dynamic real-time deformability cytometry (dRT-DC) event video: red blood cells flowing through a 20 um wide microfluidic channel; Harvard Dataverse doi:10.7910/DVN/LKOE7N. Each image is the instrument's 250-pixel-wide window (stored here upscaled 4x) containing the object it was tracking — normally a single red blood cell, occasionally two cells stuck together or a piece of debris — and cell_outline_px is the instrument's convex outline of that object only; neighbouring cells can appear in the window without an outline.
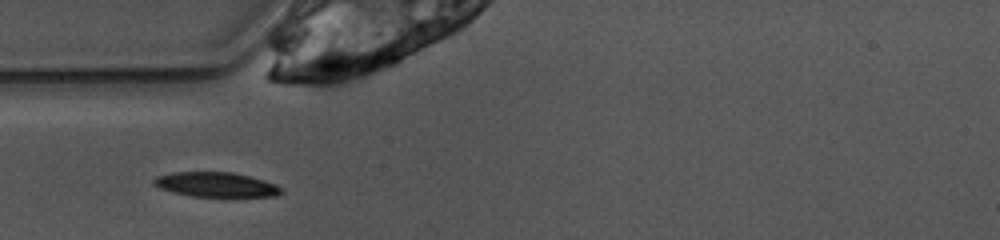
{"species": "common noctule bat (a hibernating species)", "species_latin": "Nyctalus noctula", "temperature_condition": "warm", "stored_images_in_passage": 37, "camera_frame_rate_fps": 3000, "um_per_image_px": 0.085, "animal": {"sex": "female", "body_mass_g": 10.0, "forearm_length_mm": 53.1}, "frame": {"image": 1, "passage_image": 1, "time_ms": 0.0, "image_size_px": [1000, 240], "cell_outline_px": [[284, 192], [276, 196], [192, 196], [172, 192], [160, 188], [152, 184], [152, 180], [156, 176], [172, 172], [232, 172], [248, 176], [276, 184]], "centroid_in_image_um": [18.31, 15.68], "position_along_channel_um": 66.7, "area_um2": 18.21}}
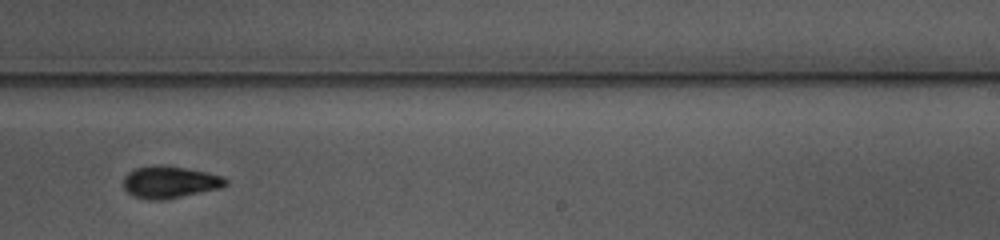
{"frame": {"image": 2, "passage_image": 17, "time_ms": 5.333, "image_size_px": [1000, 240], "cell_outline_px": [[228, 184], [220, 188], [160, 200], [148, 200], [132, 196], [124, 188], [124, 176], [128, 172], [136, 168], [152, 164], [160, 164], [208, 172], [220, 176], [228, 180]], "centroid_in_image_um": [14.39, 15.46], "position_along_channel_um": 274.6, "area_um2": 19.02}}
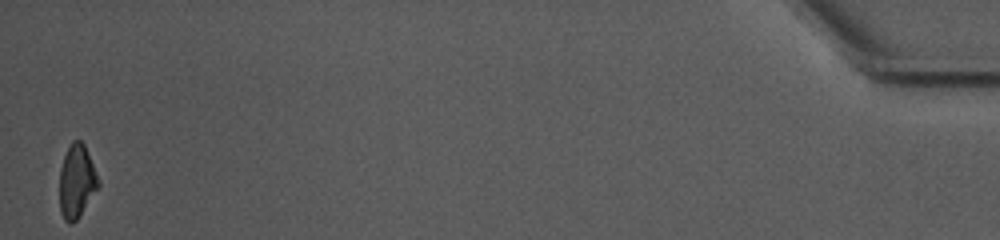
{"frame": {"image": 3, "passage_image": 37, "time_ms": 12.0, "image_size_px": [1000, 240], "cell_outline_px": [[100, 184], [76, 220], [72, 224], [68, 224], [64, 220], [60, 212], [60, 168], [64, 156], [72, 140], [80, 140], [84, 144], [100, 180]], "centroid_in_image_um": [6.51, 15.41], "position_along_channel_um": 428.7, "area_um2": 16.42}}